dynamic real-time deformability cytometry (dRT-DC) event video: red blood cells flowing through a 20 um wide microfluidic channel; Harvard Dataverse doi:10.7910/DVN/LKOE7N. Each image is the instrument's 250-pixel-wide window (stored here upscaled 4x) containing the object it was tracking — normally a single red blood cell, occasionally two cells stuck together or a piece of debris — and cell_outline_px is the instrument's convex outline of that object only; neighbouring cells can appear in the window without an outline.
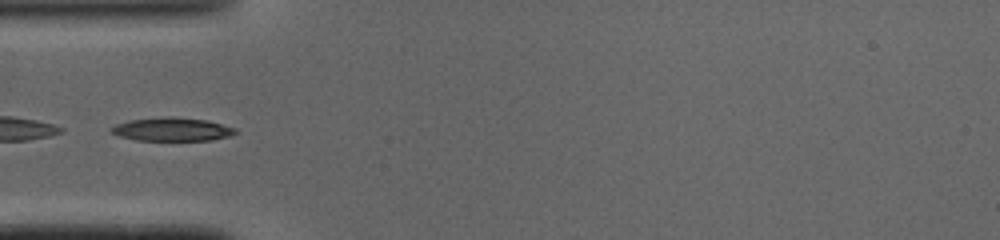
{"species": "common noctule bat (a hibernating species)", "species_latin": "Nyctalus noctula", "temperature_condition": "cold", "stored_images_in_passage": 21, "camera_frame_rate_fps": 3000, "um_per_image_px": 0.085, "animal": {"sex": "male", "body_mass_g": 19.0, "forearm_length_mm": 50.8}, "frame": {"image": 1, "passage_image": 1, "time_ms": 0.0, "image_size_px": [1000, 240], "cell_outline_px": [[236, 132], [232, 136], [212, 140], [136, 140], [120, 136], [108, 132], [108, 128], [116, 124], [128, 120], [172, 116], [208, 120], [236, 128]], "centroid_in_image_um": [14.61, 10.99], "position_along_channel_um": 70.4, "area_um2": 17.11}}
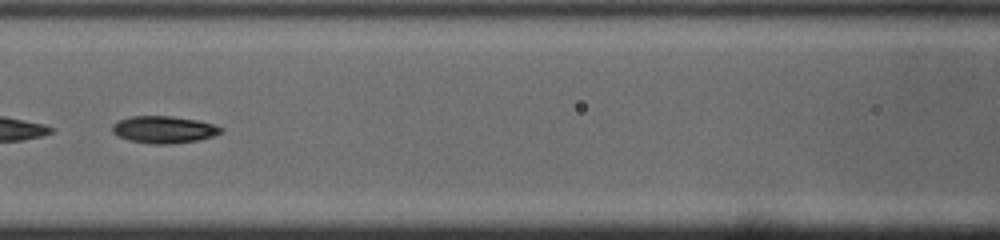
{"frame": {"image": 2, "passage_image": 7, "time_ms": 2.0, "image_size_px": [1000, 240], "cell_outline_px": [[224, 132], [212, 136], [196, 140], [168, 144], [152, 144], [128, 140], [116, 136], [112, 132], [112, 124], [116, 120], [132, 116], [172, 116], [196, 120], [216, 124], [224, 128]], "centroid_in_image_um": [13.9, 11.0], "position_along_channel_um": 152.7, "area_um2": 17.34}}
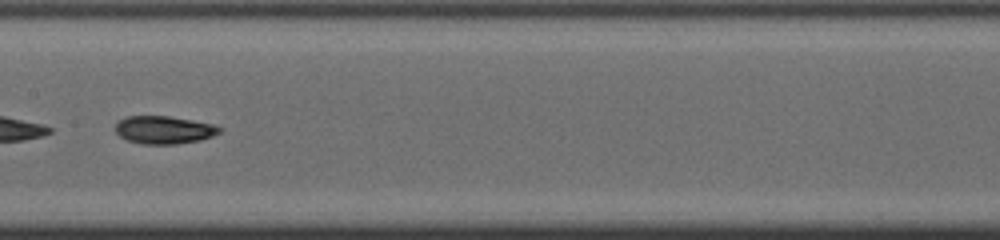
{"frame": {"image": 3, "passage_image": 10, "time_ms": 3.0, "image_size_px": [1000, 240], "cell_outline_px": [[224, 128], [220, 132], [212, 136], [200, 140], [176, 144], [144, 144], [128, 140], [120, 136], [116, 132], [116, 124], [120, 120], [128, 116], [168, 116], [192, 120], [212, 124]], "centroid_in_image_um": [13.96, 11.04], "position_along_channel_um": 193.4, "area_um2": 16.76}}